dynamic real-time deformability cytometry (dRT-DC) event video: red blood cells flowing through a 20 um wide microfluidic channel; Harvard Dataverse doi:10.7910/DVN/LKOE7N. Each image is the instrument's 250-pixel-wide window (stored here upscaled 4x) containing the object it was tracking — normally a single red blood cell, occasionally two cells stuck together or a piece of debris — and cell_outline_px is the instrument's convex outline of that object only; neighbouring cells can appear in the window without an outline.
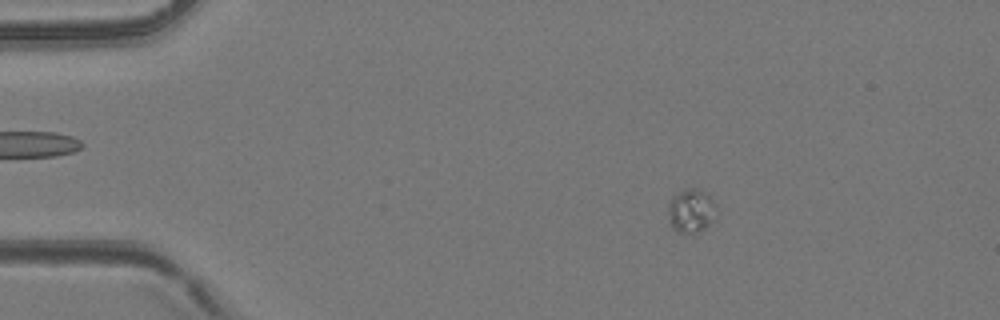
{"species": "common noctule bat (a hibernating species)", "species_latin": "Nyctalus noctula", "temperature_condition": "room temperature", "stored_images_in_passage": 49, "camera_frame_rate_fps": 3000, "um_per_image_px": 0.085, "animal": {"sex": "female", "body_mass_g": 24.6, "forearm_length_mm": 56.2}, "frame": {"image": 1, "passage_image": 9, "time_ms": 2.667, "image_size_px": [1000, 320], "cell_outline_px": [[716, 208], [708, 224], [704, 228], [696, 232], [676, 232], [672, 228], [668, 212], [668, 204], [672, 196], [688, 188], [692, 188], [704, 192], [716, 204]], "centroid_in_image_um": [58.69, 17.91], "position_along_channel_um": 26.3, "area_um2": 11.79}}
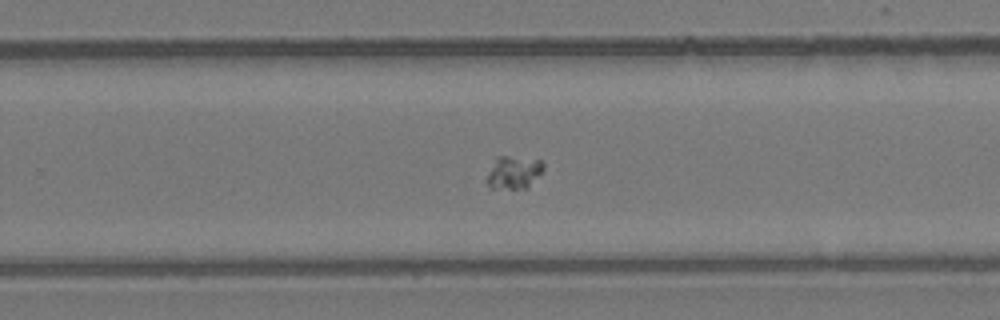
{"frame": {"image": 2, "passage_image": 32, "time_ms": 10.333, "image_size_px": [1000, 320], "cell_outline_px": [[544, 168], [528, 188], [488, 188], [488, 176], [496, 156], [508, 156], [540, 160], [544, 164]], "centroid_in_image_um": [43.68, 14.65], "position_along_channel_um": 286.1, "area_um2": 10.58}}
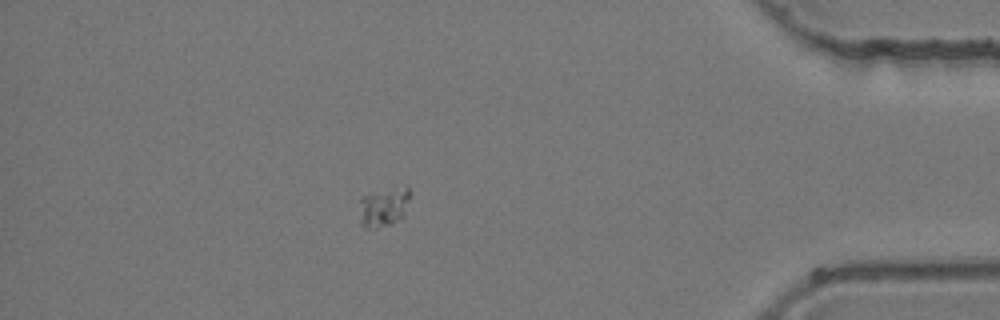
{"frame": {"image": 3, "passage_image": 43, "time_ms": 14.0, "image_size_px": [1000, 320], "cell_outline_px": [[412, 196], [404, 216], [392, 224], [364, 228], [360, 200], [364, 196], [408, 188]], "centroid_in_image_um": [32.71, 17.64], "position_along_channel_um": 402.5, "area_um2": 10.58}}